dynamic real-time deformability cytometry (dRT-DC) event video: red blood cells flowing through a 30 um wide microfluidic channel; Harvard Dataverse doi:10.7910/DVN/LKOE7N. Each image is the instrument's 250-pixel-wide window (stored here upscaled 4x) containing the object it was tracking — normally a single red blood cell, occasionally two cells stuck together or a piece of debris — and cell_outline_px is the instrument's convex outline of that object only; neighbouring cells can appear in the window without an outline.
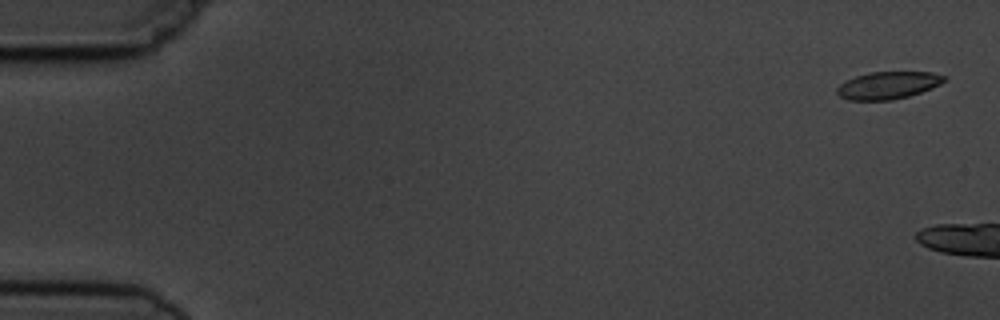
{"species": "common noctule bat (a hibernating species)", "species_latin": "Nyctalus noctula", "temperature_condition": "cold", "stored_images_in_passage": 12, "camera_frame_rate_fps": 3000, "um_per_image_px": 0.085, "animal": {"sex": "male", "body_mass_g": 19.5, "forearm_length_mm": 54.6}, "frame": {"image": 1, "passage_image": 1, "time_ms": 0.0, "image_size_px": [1000, 320], "cell_outline_px": [[948, 80], [932, 88], [908, 96], [892, 100], [848, 100], [840, 96], [836, 92], [836, 88], [840, 84], [856, 76], [872, 72], [932, 72], [948, 76]], "centroid_in_image_um": [75.52, 7.25], "position_along_channel_um": 9.5, "area_um2": 17.11}}